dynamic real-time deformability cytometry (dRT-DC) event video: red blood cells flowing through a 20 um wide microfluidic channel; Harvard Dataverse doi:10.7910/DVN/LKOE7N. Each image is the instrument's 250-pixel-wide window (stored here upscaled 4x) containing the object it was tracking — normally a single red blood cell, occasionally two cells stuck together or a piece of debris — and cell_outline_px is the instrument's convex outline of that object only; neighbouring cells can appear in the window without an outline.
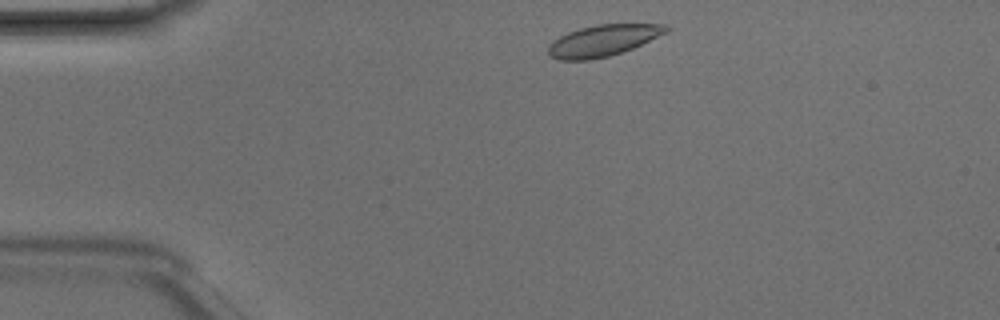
{"species": "Egyptian fruit bat (a non-hibernating species)", "species_latin": "Rousettus aegyptiacus", "temperature_condition": "room temperature", "stored_images_in_passage": 30, "camera_frame_rate_fps": 3000, "um_per_image_px": 0.085, "animal": {"sex": "male"}, "frame": {"image": 1, "passage_image": 2, "time_ms": 0.333, "image_size_px": [1000, 320], "cell_outline_px": [[672, 28], [668, 32], [632, 48], [608, 56], [592, 60], [560, 60], [548, 56], [548, 44], [552, 40], [568, 32], [580, 28], [596, 24], [668, 24]], "centroid_in_image_um": [51.24, 3.44], "position_along_channel_um": 33.8, "area_um2": 21.68}}
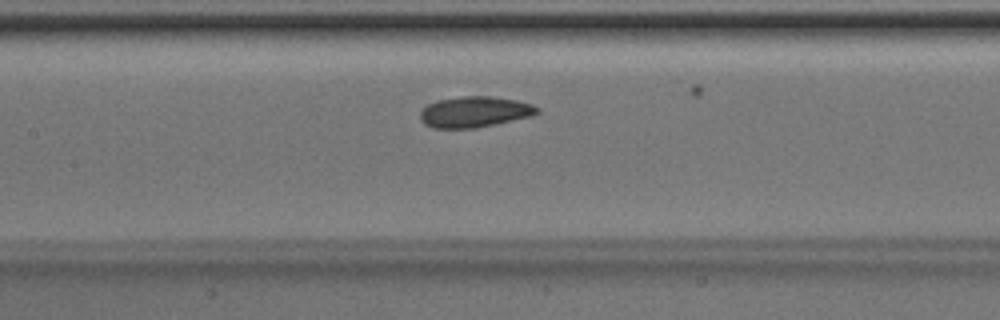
{"frame": {"image": 2, "passage_image": 15, "time_ms": 4.667, "image_size_px": [1000, 320], "cell_outline_px": [[540, 112], [532, 116], [476, 128], [432, 128], [424, 124], [420, 120], [420, 112], [428, 104], [436, 100], [456, 96], [492, 96], [516, 100], [532, 104], [540, 108]], "centroid_in_image_um": [40.33, 9.5], "position_along_channel_um": 167.1, "area_um2": 21.27}}
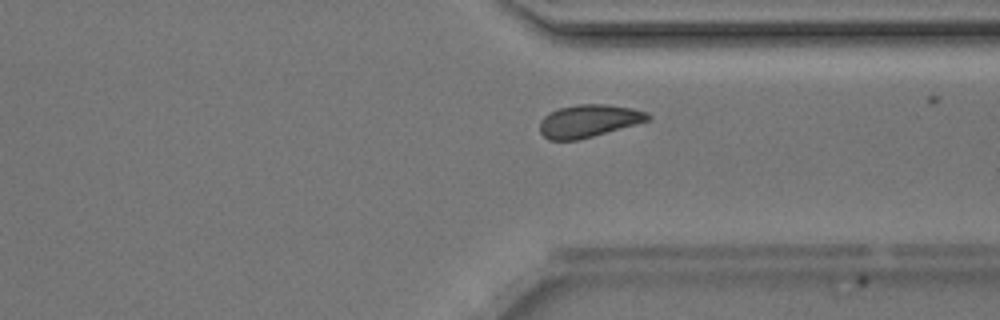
{"frame": {"image": 3, "passage_image": 29, "time_ms": 9.333, "image_size_px": [1000, 320], "cell_outline_px": [[652, 116], [648, 120], [636, 124], [592, 136], [576, 140], [548, 140], [540, 132], [540, 120], [548, 112], [560, 108], [576, 104], [608, 104], [632, 108], [648, 112]], "centroid_in_image_um": [50.02, 10.26], "position_along_channel_um": 361.4, "area_um2": 20.52}}